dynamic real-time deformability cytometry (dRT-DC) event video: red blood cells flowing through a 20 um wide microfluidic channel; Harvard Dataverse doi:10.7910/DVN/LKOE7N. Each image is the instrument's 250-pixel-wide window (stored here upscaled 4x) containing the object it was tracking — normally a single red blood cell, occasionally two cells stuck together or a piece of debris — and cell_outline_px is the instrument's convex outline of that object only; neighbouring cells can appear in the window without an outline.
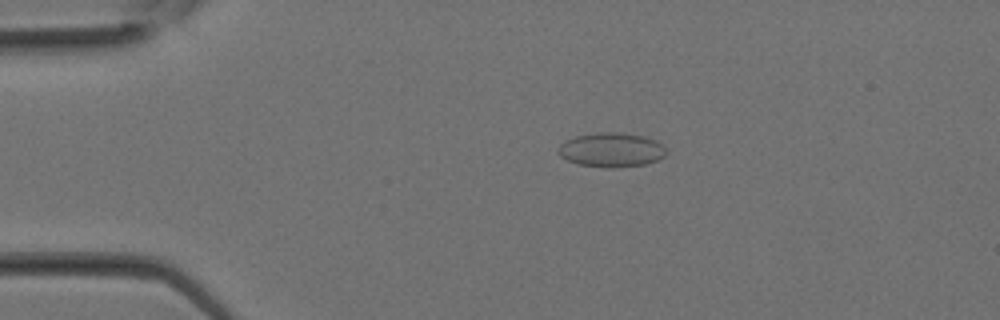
{"species": "Egyptian fruit bat (a non-hibernating species)", "species_latin": "Rousettus aegyptiacus", "temperature_condition": "room temperature", "stored_images_in_passage": 32, "camera_frame_rate_fps": 3000, "um_per_image_px": 0.085, "animal": {"sex": "female"}, "frame": {"image": 1, "passage_image": 7, "time_ms": 2.0, "image_size_px": [1000, 320], "cell_outline_px": [[664, 156], [656, 160], [644, 164], [612, 168], [608, 168], [580, 164], [568, 160], [560, 156], [556, 148], [564, 140], [576, 136], [600, 132], [616, 132], [644, 136], [656, 140], [664, 148]], "centroid_in_image_um": [51.91, 12.73], "position_along_channel_um": 33.1, "area_um2": 21.39}}
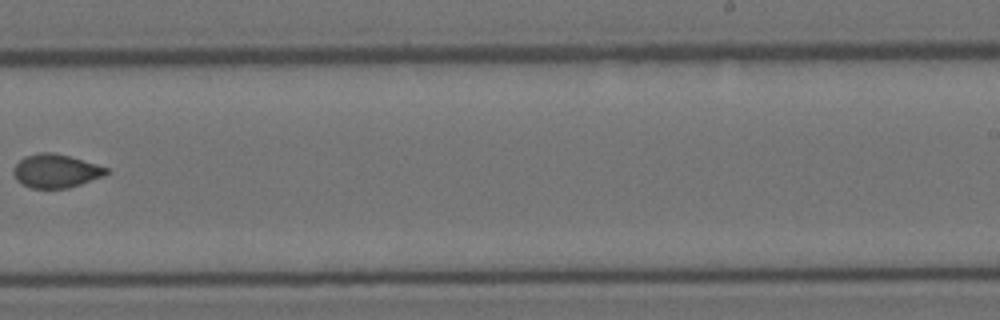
{"frame": {"image": 2, "passage_image": 21, "time_ms": 6.667, "image_size_px": [1000, 320], "cell_outline_px": [[108, 172], [104, 176], [68, 188], [32, 188], [16, 180], [12, 172], [12, 168], [24, 156], [40, 152], [52, 152], [68, 156], [96, 164], [108, 168]], "centroid_in_image_um": [4.72, 14.53], "position_along_channel_um": 284.3, "area_um2": 18.03}}
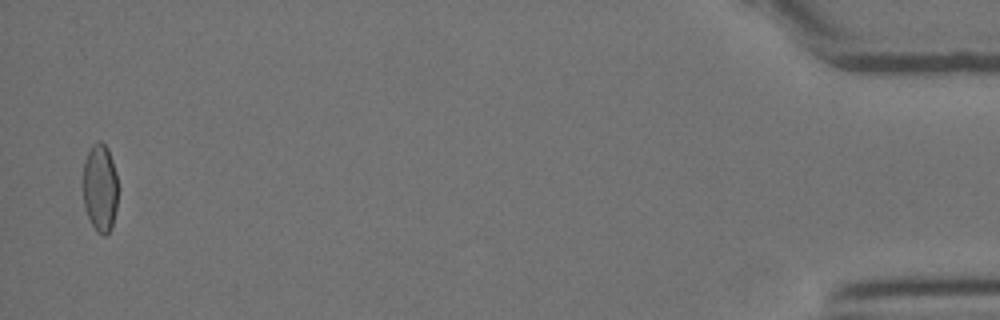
{"frame": {"image": 3, "passage_image": 32, "time_ms": 10.333, "image_size_px": [1000, 320], "cell_outline_px": [[120, 188], [112, 228], [104, 236], [96, 232], [88, 216], [84, 204], [84, 160], [92, 144], [96, 140], [100, 140], [108, 148], [116, 172]], "centroid_in_image_um": [8.54, 15.95], "position_along_channel_um": 426.7, "area_um2": 18.26}}